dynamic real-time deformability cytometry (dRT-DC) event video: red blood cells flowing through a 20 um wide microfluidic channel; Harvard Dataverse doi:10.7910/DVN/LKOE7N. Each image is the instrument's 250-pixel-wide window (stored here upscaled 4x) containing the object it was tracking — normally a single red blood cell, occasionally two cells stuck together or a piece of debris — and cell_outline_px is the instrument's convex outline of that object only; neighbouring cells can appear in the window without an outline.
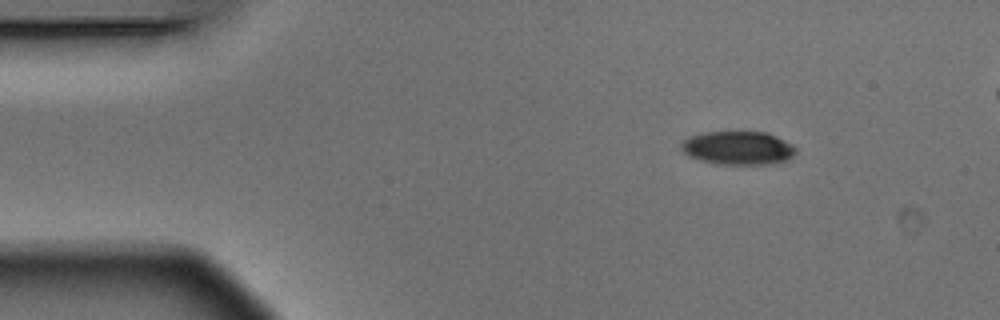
{"species": "Egyptian fruit bat (a non-hibernating species)", "species_latin": "Rousettus aegyptiacus", "temperature_condition": "warm", "stored_images_in_passage": 4, "segment_of_instrument_passage": [1, 2], "camera_frame_rate_fps": 3000, "um_per_image_px": 0.085, "animal": {"sex": "male"}, "frame": {"image": 1, "passage_image": 1, "time_ms": 0.0, "image_size_px": [1000, 320], "cell_outline_px": [[796, 152], [788, 160], [772, 164], [716, 164], [700, 160], [688, 156], [680, 148], [680, 140], [688, 136], [704, 132], [768, 132], [792, 144], [796, 148]], "centroid_in_image_um": [62.7, 12.57], "position_along_channel_um": 22.3, "area_um2": 22.66}}